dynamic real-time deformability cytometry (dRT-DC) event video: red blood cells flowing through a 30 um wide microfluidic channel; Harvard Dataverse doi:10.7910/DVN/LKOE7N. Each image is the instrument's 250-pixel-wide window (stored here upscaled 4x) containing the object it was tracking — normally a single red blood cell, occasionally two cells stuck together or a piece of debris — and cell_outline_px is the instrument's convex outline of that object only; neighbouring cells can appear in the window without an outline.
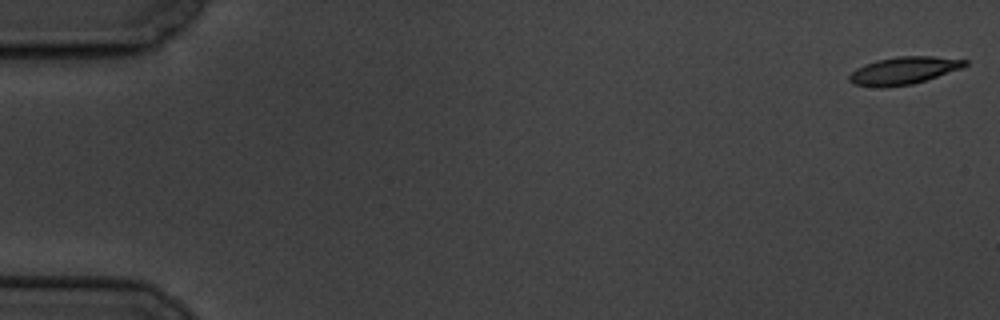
{"species": "common noctule bat (a hibernating species)", "species_latin": "Nyctalus noctula", "temperature_condition": "cold", "stored_images_in_passage": 7, "camera_frame_rate_fps": 3000, "um_per_image_px": 0.085, "animal": {"sex": "male", "body_mass_g": 19.5, "forearm_length_mm": 54.6}, "frame": {"image": 1, "passage_image": 1, "time_ms": 0.0, "image_size_px": [1000, 320], "cell_outline_px": [[968, 64], [960, 68], [912, 84], [884, 88], [880, 88], [852, 84], [848, 80], [848, 76], [856, 68], [864, 64], [876, 60], [900, 56], [932, 56], [968, 60]], "centroid_in_image_um": [76.74, 6.0], "position_along_channel_um": 8.3, "area_um2": 18.44}}
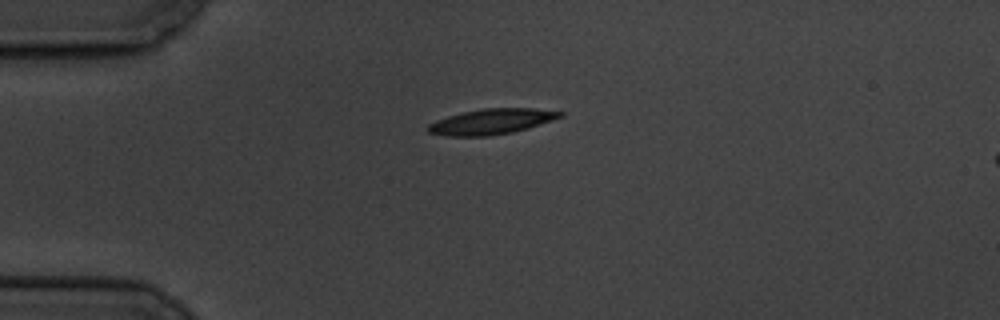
{"frame": {"image": 2, "passage_image": 5, "time_ms": 4.667, "image_size_px": [1000, 320], "cell_outline_px": [[564, 116], [512, 132], [488, 136], [448, 136], [428, 132], [424, 128], [428, 124], [436, 120], [448, 116], [464, 112], [484, 108], [532, 108], [564, 112]], "centroid_in_image_um": [41.72, 10.33], "position_along_channel_um": 43.3, "area_um2": 19.36}}
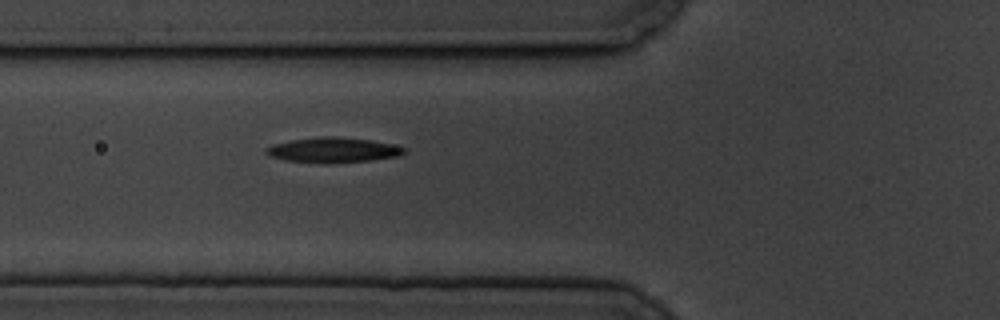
{"frame": {"image": 3, "passage_image": 7, "time_ms": 7.0, "image_size_px": [1000, 320], "cell_outline_px": [[408, 152], [400, 156], [368, 160], [328, 164], [324, 164], [284, 160], [268, 156], [264, 152], [264, 148], [272, 144], [292, 140], [320, 136], [336, 136], [368, 140], [392, 144], [408, 148]], "centroid_in_image_um": [28.29, 12.76], "position_along_channel_um": 97.5, "area_um2": 20.52}}